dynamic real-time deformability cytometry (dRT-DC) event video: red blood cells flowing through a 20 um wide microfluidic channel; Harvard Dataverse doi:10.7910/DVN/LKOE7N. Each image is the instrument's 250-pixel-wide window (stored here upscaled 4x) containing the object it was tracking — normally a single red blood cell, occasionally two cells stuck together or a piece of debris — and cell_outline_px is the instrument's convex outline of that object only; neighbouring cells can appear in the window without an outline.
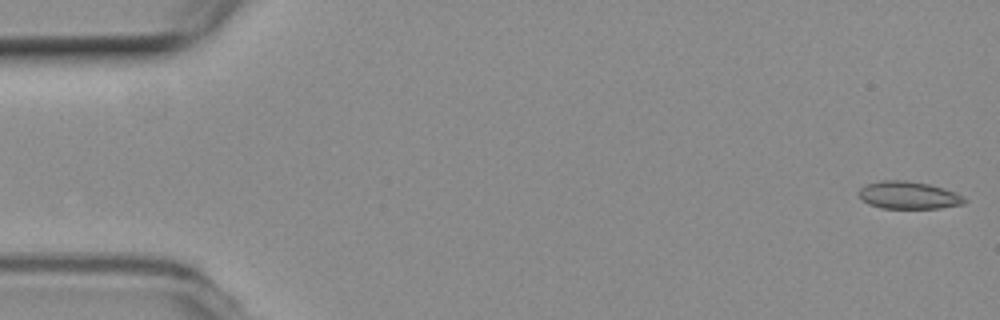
{"species": "common noctule bat (a hibernating species)", "species_latin": "Nyctalus noctula", "temperature_condition": "room temperature", "stored_images_in_passage": 23, "camera_frame_rate_fps": 3000, "um_per_image_px": 0.085, "animal": {"sex": "female", "body_mass_g": 19.3, "forearm_length_mm": 54.1}, "frame": {"image": 1, "passage_image": 1, "time_ms": 0.0, "image_size_px": [1000, 320], "cell_outline_px": [[968, 200], [964, 204], [940, 208], [880, 208], [868, 204], [860, 196], [860, 188], [864, 184], [880, 180], [904, 180], [928, 184], [944, 188], [956, 192], [964, 196]], "centroid_in_image_um": [77.25, 16.59], "position_along_channel_um": 7.7, "area_um2": 17.05}}
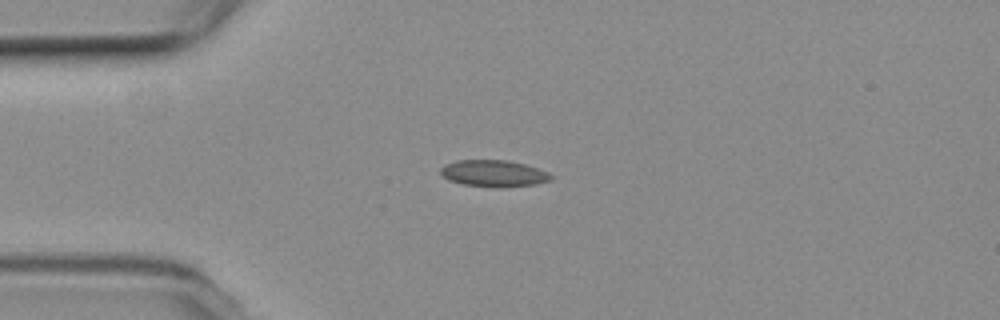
{"frame": {"image": 2, "passage_image": 14, "time_ms": 4.333, "image_size_px": [1000, 320], "cell_outline_px": [[552, 180], [536, 184], [504, 188], [492, 188], [464, 184], [448, 180], [440, 172], [440, 168], [444, 164], [456, 160], [508, 160], [524, 164], [548, 172], [552, 176]], "centroid_in_image_um": [41.96, 14.75], "position_along_channel_um": 43.0, "area_um2": 17.34}}
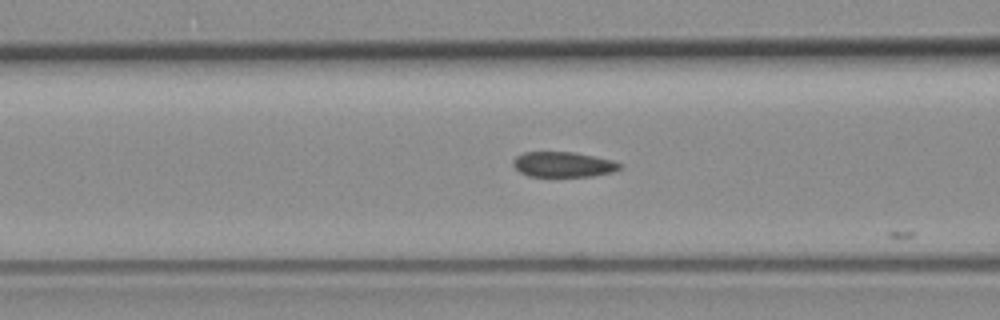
{"frame": {"image": 3, "passage_image": 22, "time_ms": 7.0, "image_size_px": [1000, 320], "cell_outline_px": [[624, 168], [612, 172], [592, 176], [528, 176], [520, 172], [512, 164], [512, 160], [516, 156], [524, 152], [572, 152], [612, 160], [624, 164]], "centroid_in_image_um": [47.89, 13.98], "position_along_channel_um": 118.7, "area_um2": 15.72}}